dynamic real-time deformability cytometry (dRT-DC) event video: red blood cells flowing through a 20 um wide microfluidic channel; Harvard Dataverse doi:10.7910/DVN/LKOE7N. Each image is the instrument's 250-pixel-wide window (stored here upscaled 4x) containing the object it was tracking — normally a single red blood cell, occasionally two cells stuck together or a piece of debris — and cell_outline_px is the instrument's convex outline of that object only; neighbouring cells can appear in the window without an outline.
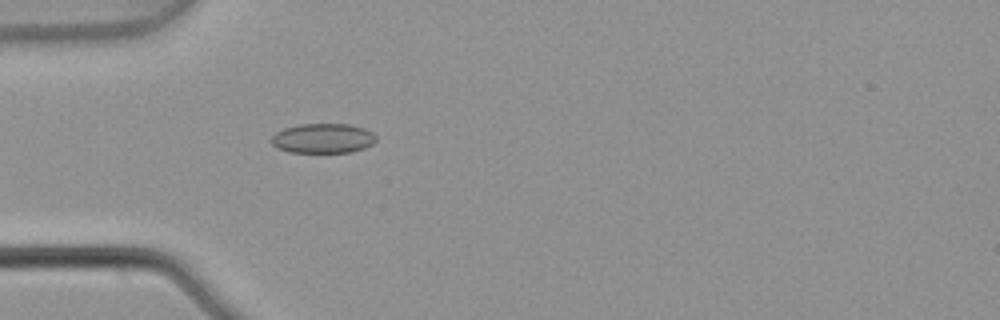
{"species": "common noctule bat (a hibernating species)", "species_latin": "Nyctalus noctula", "temperature_condition": "warm", "stored_images_in_passage": 5, "camera_frame_rate_fps": 3000, "um_per_image_px": 0.085, "animal": {"sex": "male", "body_mass_g": 21.5, "forearm_length_mm": 52.0}, "frame": {"image": 1, "passage_image": 5, "time_ms": 1.333, "image_size_px": [1000, 320], "cell_outline_px": [[376, 140], [372, 144], [364, 148], [352, 152], [288, 152], [276, 148], [272, 144], [272, 136], [276, 132], [284, 128], [300, 124], [348, 124], [364, 128], [372, 132], [376, 136]], "centroid_in_image_um": [27.45, 11.76], "position_along_channel_um": 57.6, "area_um2": 18.15}}